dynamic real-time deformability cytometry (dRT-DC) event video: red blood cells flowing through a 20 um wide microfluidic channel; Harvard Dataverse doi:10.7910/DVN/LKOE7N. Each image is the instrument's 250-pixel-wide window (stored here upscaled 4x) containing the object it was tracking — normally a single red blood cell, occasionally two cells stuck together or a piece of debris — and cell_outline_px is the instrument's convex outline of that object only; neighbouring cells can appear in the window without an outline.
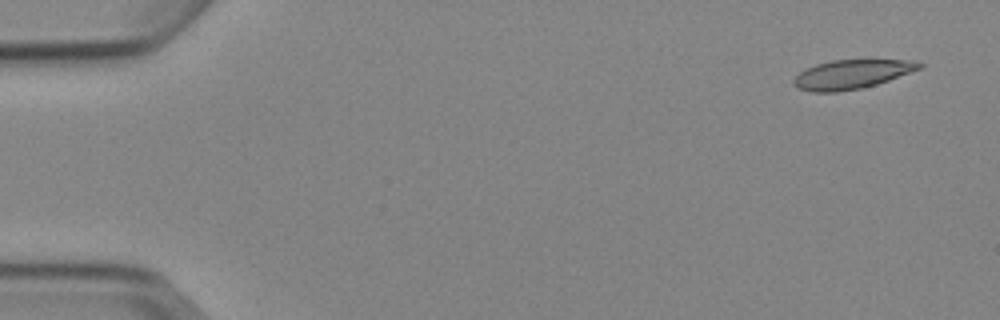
{"species": "Egyptian fruit bat (a non-hibernating species)", "species_latin": "Rousettus aegyptiacus", "temperature_condition": "cold", "stored_images_in_passage": 4, "camera_frame_rate_fps": 3000, "um_per_image_px": 0.085, "animal": {"sex": "female"}, "frame": {"image": 1, "passage_image": 1, "time_ms": 0.0, "image_size_px": [1000, 320], "cell_outline_px": [[924, 68], [876, 84], [860, 88], [836, 92], [812, 92], [800, 88], [792, 80], [800, 72], [816, 64], [832, 60], [916, 60], [924, 64]], "centroid_in_image_um": [72.46, 6.3], "position_along_channel_um": 12.5, "area_um2": 21.1}}
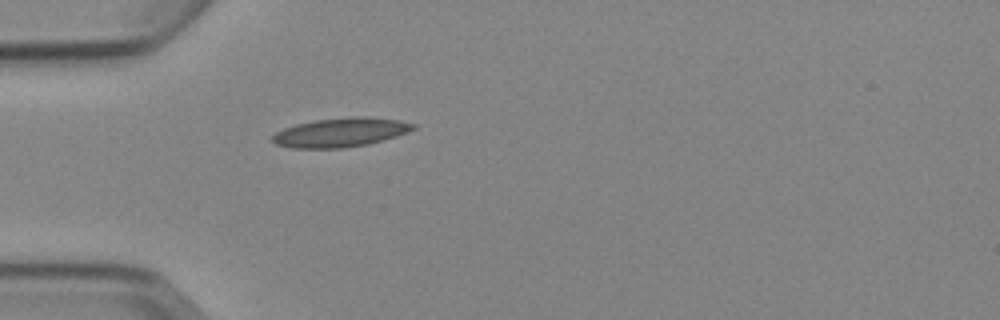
{"frame": {"image": 2, "passage_image": 4, "time_ms": 4.333, "image_size_px": [1000, 320], "cell_outline_px": [[416, 128], [396, 136], [368, 144], [340, 148], [292, 148], [276, 144], [272, 140], [272, 136], [276, 132], [284, 128], [296, 124], [312, 120], [352, 116], [368, 116], [400, 120], [416, 124]], "centroid_in_image_um": [28.95, 11.24], "position_along_channel_um": 56.0, "area_um2": 23.93}}